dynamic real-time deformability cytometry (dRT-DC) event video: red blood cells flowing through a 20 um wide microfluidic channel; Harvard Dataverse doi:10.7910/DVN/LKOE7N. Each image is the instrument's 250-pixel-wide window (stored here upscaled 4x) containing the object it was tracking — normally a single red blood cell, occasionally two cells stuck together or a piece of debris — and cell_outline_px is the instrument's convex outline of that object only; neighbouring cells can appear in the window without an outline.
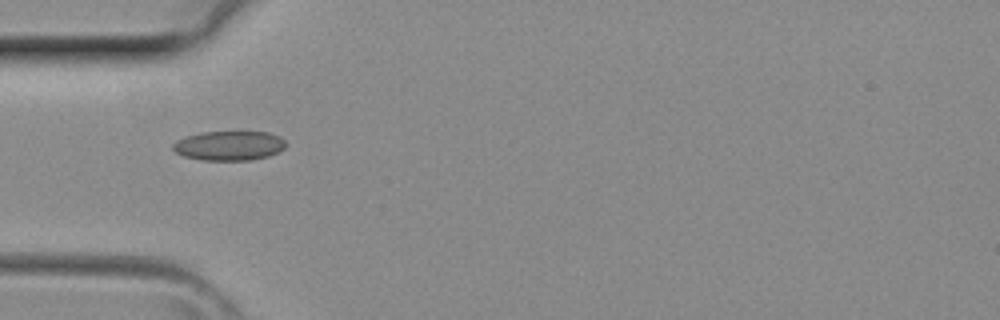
{"species": "common noctule bat (a hibernating species)", "species_latin": "Nyctalus noctula", "temperature_condition": "room temperature", "stored_images_in_passage": 2, "camera_frame_rate_fps": 3000, "um_per_image_px": 0.085, "animal": {"sex": "female", "body_mass_g": 29.2, "forearm_length_mm": 56.3}, "frame": {"image": 1, "passage_image": 1, "time_ms": 0.0, "image_size_px": [1000, 320], "cell_outline_px": [[284, 148], [280, 152], [268, 156], [248, 160], [204, 160], [184, 156], [176, 152], [172, 148], [172, 144], [176, 140], [184, 136], [200, 132], [268, 132], [280, 136], [284, 140]], "centroid_in_image_um": [19.46, 12.37], "position_along_channel_um": 65.5, "area_um2": 19.42}}
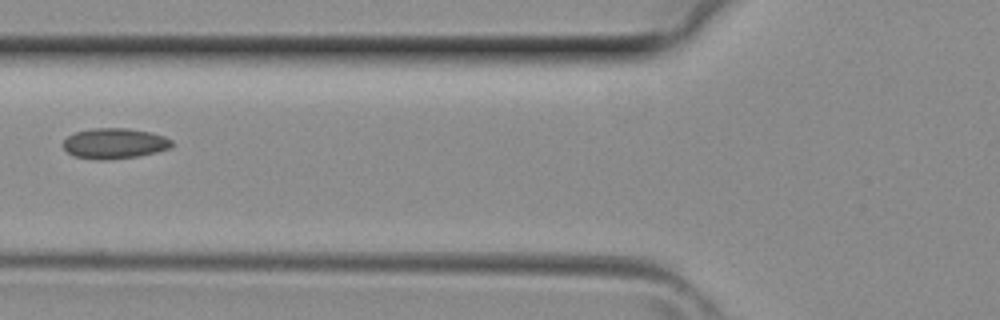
{"frame": {"image": 2, "passage_image": 2, "time_ms": 0.333, "image_size_px": [1000, 320], "cell_outline_px": [[172, 144], [168, 148], [156, 152], [136, 156], [108, 160], [100, 160], [76, 156], [68, 152], [64, 148], [64, 140], [68, 136], [76, 132], [92, 128], [128, 128], [152, 132], [164, 136], [172, 140]], "centroid_in_image_um": [9.74, 12.18], "position_along_channel_um": 116.1, "area_um2": 19.13}}